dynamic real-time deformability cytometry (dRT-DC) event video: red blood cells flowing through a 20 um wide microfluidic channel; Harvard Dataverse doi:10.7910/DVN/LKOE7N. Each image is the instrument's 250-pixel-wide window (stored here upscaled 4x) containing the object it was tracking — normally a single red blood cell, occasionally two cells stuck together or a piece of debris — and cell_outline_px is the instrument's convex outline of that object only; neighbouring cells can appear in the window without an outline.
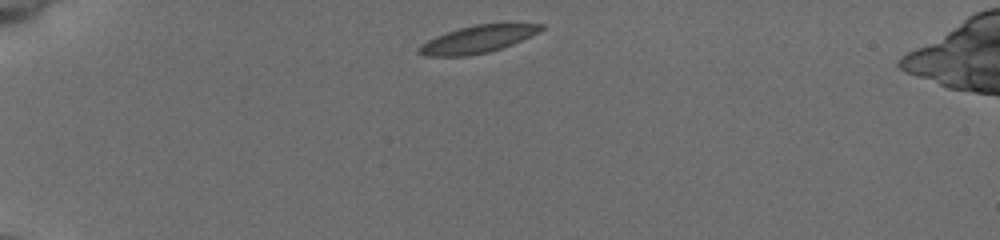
{"species": "common noctule bat (a hibernating species)", "species_latin": "Nyctalus noctula", "temperature_condition": "cold", "stored_images_in_passage": 41, "camera_frame_rate_fps": 3000, "um_per_image_px": 0.085, "animal": {"sex": "female", "body_mass_g": 19.5, "forearm_length_mm": 54.1}, "frame": {"image": 1, "passage_image": 1, "time_ms": 0.0, "image_size_px": [1000, 240], "cell_outline_px": [[544, 28], [540, 32], [512, 44], [488, 52], [468, 56], [424, 56], [416, 52], [416, 48], [420, 44], [436, 36], [460, 28], [476, 24], [544, 24]], "centroid_in_image_um": [40.55, 3.35], "position_along_channel_um": 44.4, "area_um2": 19.31}}
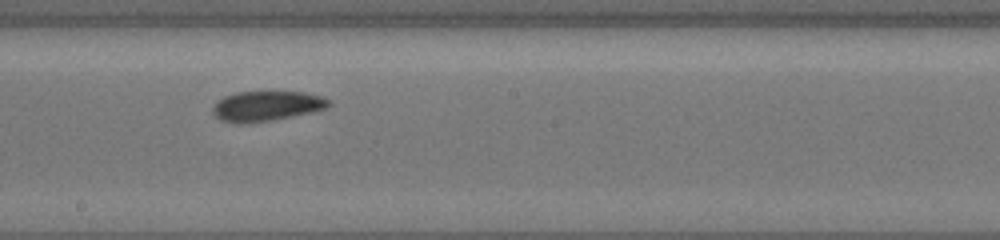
{"frame": {"image": 2, "passage_image": 19, "time_ms": 6.0, "image_size_px": [1000, 240], "cell_outline_px": [[332, 104], [328, 108], [312, 112], [272, 120], [248, 124], [244, 124], [220, 120], [212, 112], [212, 108], [224, 96], [236, 92], [304, 92], [320, 96], [328, 100]], "centroid_in_image_um": [22.67, 9.02], "position_along_channel_um": 225.5, "area_um2": 20.23}}
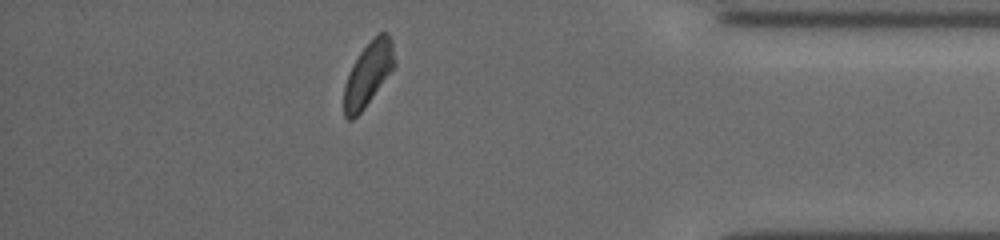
{"frame": {"image": 3, "passage_image": 35, "time_ms": 11.333, "image_size_px": [1000, 240], "cell_outline_px": [[396, 64], [364, 108], [352, 120], [348, 120], [344, 116], [344, 84], [352, 64], [360, 52], [380, 32], [388, 32], [392, 40]], "centroid_in_image_um": [31.29, 6.29], "position_along_channel_um": 403.9, "area_um2": 18.55}, "authors_computed_cell_mechanics": {"area_um2": 19.8254, "velocity_mm_per_s": 3.8263, "shape_relaxation_time_tau1_ms": 2.67, "shape_relaxation_time_tau2_ms": 2.5266, "deformation_change_tau1": 0.0879, "deformation_change_tau2": 0.0811}}